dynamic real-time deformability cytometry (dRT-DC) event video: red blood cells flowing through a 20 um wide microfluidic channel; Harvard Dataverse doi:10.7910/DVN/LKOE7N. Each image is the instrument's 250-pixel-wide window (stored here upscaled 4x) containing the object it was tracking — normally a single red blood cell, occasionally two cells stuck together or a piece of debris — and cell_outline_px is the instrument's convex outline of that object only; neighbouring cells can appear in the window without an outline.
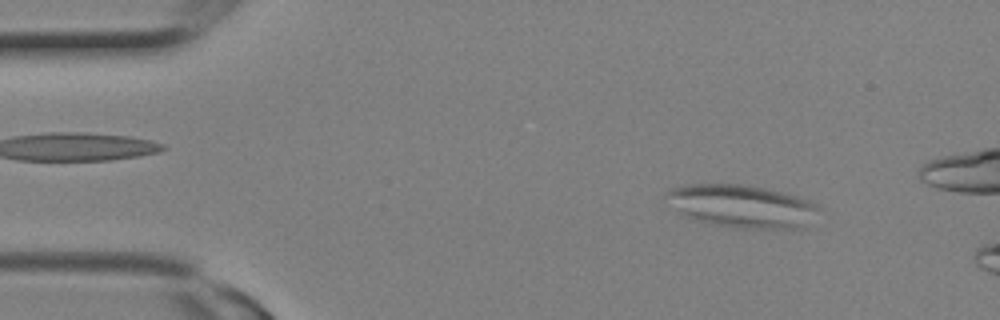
{"species": "Egyptian fruit bat (a non-hibernating species)", "species_latin": "Rousettus aegyptiacus", "temperature_condition": "room temperature", "stored_images_in_passage": 5, "camera_frame_rate_fps": 3000, "um_per_image_px": 0.085, "animal": {"sex": "female"}, "frame": {"image": 1, "passage_image": 2, "time_ms": 0.333, "image_size_px": [1000, 320], "cell_outline_px": [[820, 208], [804, 228], [732, 228], [712, 224], [696, 220], [684, 216], [664, 196], [672, 188], [688, 184], [744, 184], [764, 188], [812, 200], [820, 204]], "centroid_in_image_um": [63.09, 17.52], "position_along_channel_um": 21.9, "area_um2": 37.92}}